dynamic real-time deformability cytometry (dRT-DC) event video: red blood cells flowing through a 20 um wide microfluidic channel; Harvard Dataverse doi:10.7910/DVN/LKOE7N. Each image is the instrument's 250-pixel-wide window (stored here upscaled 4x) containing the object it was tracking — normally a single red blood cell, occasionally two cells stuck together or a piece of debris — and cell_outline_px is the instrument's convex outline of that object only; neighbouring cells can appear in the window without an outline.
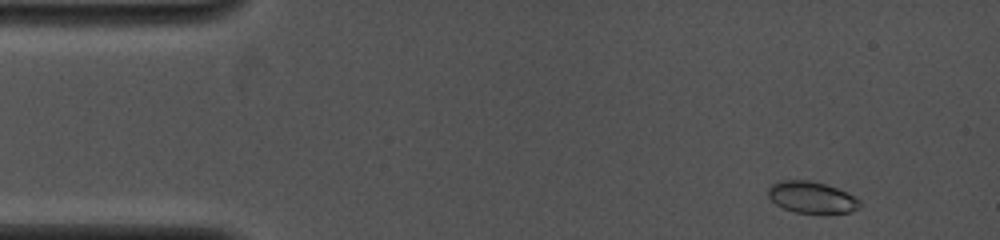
{"species": "common noctule bat (a hibernating species)", "species_latin": "Nyctalus noctula", "temperature_condition": "cold", "stored_images_in_passage": 36, "camera_frame_rate_fps": 4000, "um_per_image_px": 0.085, "animal": {"sex": "female", "body_mass_g": 19.0, "forearm_length_mm": 53.3}, "frame": {"image": 1, "passage_image": 1, "time_ms": 0.0, "image_size_px": [1000, 240], "cell_outline_px": [[860, 208], [848, 212], [820, 216], [796, 212], [784, 208], [776, 204], [768, 196], [768, 188], [772, 184], [780, 180], [808, 180], [824, 184], [836, 188], [860, 200]], "centroid_in_image_um": [68.99, 16.82], "position_along_channel_um": 16.0, "area_um2": 17.17}}
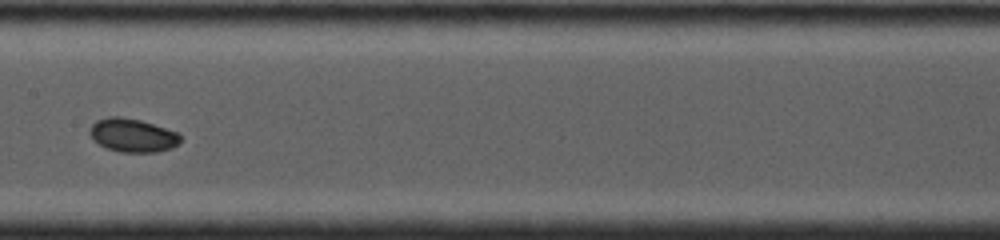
{"frame": {"image": 2, "passage_image": 18, "time_ms": 6.5, "image_size_px": [1000, 240], "cell_outline_px": [[180, 144], [172, 148], [156, 152], [120, 152], [108, 148], [92, 140], [88, 132], [88, 128], [96, 120], [108, 116], [120, 116], [140, 120], [180, 132]], "centroid_in_image_um": [11.27, 11.49], "position_along_channel_um": 196.1, "area_um2": 17.98}}
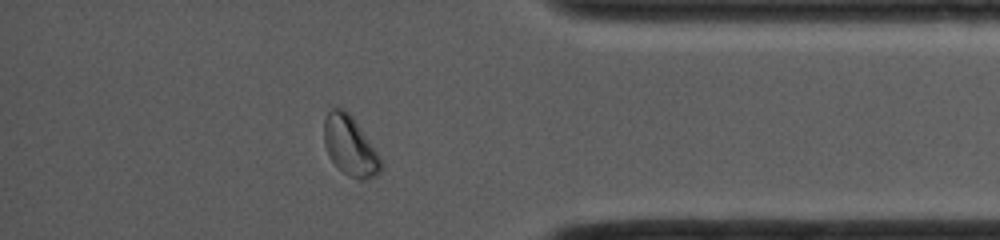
{"frame": {"image": 3, "passage_image": 32, "time_ms": 11.75, "image_size_px": [1000, 240], "cell_outline_px": [[380, 172], [376, 176], [368, 180], [360, 180], [348, 176], [328, 156], [324, 144], [324, 120], [328, 112], [332, 108], [344, 108], [352, 116], [380, 156]], "centroid_in_image_um": [29.74, 12.41], "position_along_channel_um": 405.5, "area_um2": 19.59}, "authors_computed_cell_mechanics": {"area_um2": 17.2822, "velocity_mm_per_s": 4.1743, "shape_relaxation_time_tau1_ms": 3.6538, "shape_relaxation_time_tau2_ms": null, "deformation_change_tau1": 0.0862, "deformation_change_tau2": null}}